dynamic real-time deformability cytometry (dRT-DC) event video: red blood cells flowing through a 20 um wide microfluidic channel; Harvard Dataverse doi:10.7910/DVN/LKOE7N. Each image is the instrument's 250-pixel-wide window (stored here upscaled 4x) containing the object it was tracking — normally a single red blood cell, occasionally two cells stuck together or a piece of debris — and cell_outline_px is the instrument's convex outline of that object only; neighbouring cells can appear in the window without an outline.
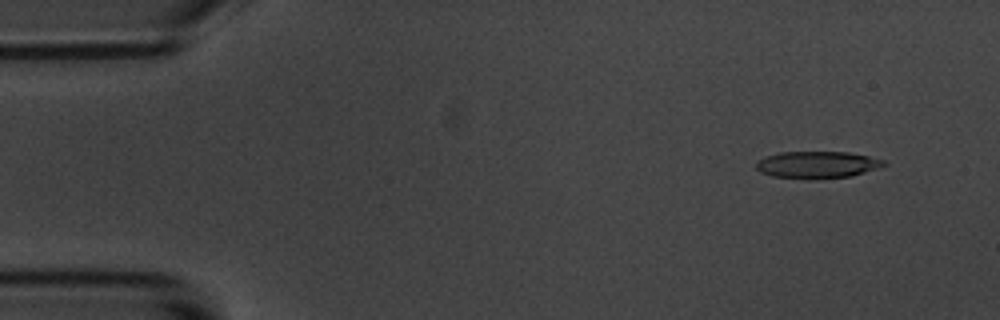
{"species": "common noctule bat (a hibernating species)", "species_latin": "Nyctalus noctula", "temperature_condition": "room temperature", "stored_images_in_passage": 56, "camera_frame_rate_fps": 3000, "um_per_image_px": 0.085, "animal": {"sex": "male", "body_mass_g": 20.1, "forearm_length_mm": 53.5}, "frame": {"image": 1, "passage_image": 5, "time_ms": 1.333, "image_size_px": [1000, 320], "cell_outline_px": [[888, 164], [880, 168], [852, 176], [812, 180], [772, 176], [760, 172], [756, 168], [756, 160], [764, 156], [780, 152], [848, 152], [868, 156], [884, 160]], "centroid_in_image_um": [69.46, 14.01], "position_along_channel_um": 15.5, "area_um2": 20.46}}
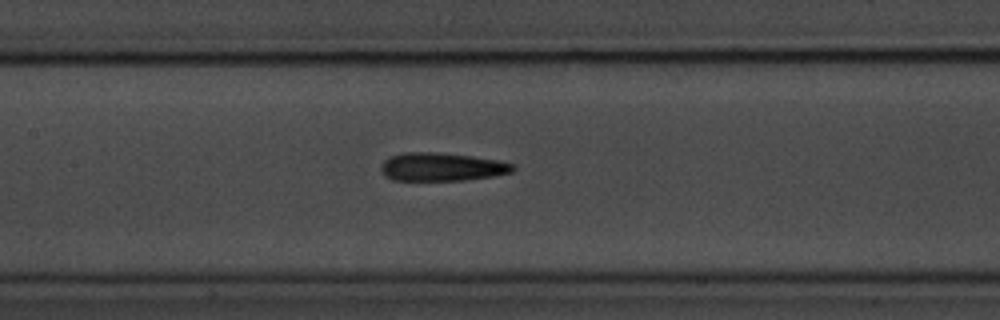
{"frame": {"image": 2, "passage_image": 26, "time_ms": 8.333, "image_size_px": [1000, 320], "cell_outline_px": [[516, 168], [512, 172], [492, 176], [464, 180], [392, 180], [384, 176], [380, 172], [380, 164], [388, 156], [404, 152], [436, 152], [472, 156], [496, 160], [516, 164]], "centroid_in_image_um": [37.5, 14.18], "position_along_channel_um": 169.9, "area_um2": 21.96}}
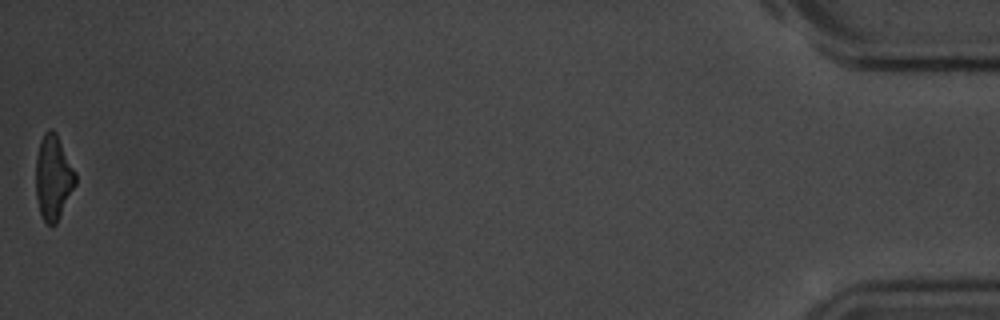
{"frame": {"image": 3, "passage_image": 56, "time_ms": 18.333, "image_size_px": [1000, 320], "cell_outline_px": [[76, 184], [56, 224], [52, 228], [40, 216], [36, 196], [36, 156], [40, 140], [44, 132], [48, 128], [52, 128], [56, 132], [76, 172]], "centroid_in_image_um": [4.52, 15.08], "position_along_channel_um": 430.7, "area_um2": 19.83}, "authors_computed_cell_mechanics": {"area_um2": 21.2704, "velocity_mm_per_s": 3.5942, "shape_relaxation_time_tau1_ms": 4.443, "shape_relaxation_time_tau2_ms": 4.245, "deformation_change_tau1": 0.1539, "deformation_change_tau2": 0.1759}}